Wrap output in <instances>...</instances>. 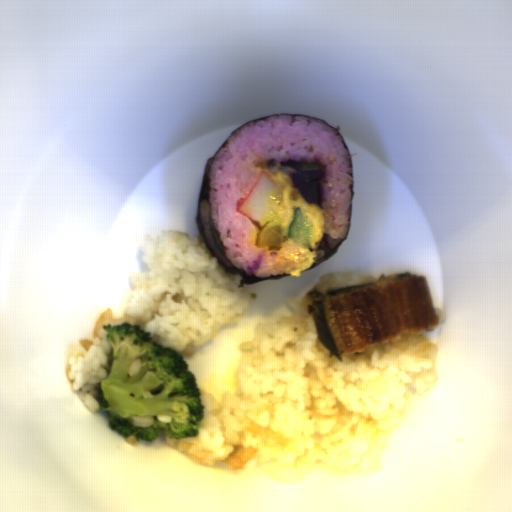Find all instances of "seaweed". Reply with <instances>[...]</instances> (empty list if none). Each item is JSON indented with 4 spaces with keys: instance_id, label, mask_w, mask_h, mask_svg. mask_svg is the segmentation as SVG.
I'll return each instance as SVG.
<instances>
[{
    "instance_id": "1faa68ee",
    "label": "seaweed",
    "mask_w": 512,
    "mask_h": 512,
    "mask_svg": "<svg viewBox=\"0 0 512 512\" xmlns=\"http://www.w3.org/2000/svg\"><path fill=\"white\" fill-rule=\"evenodd\" d=\"M280 115H301V116H305V117H309V118H313V119L325 122L326 124H328L329 126L334 128L336 130V132L338 133V135L340 136L341 140L343 141L344 145H345V148L347 150L348 157H349L350 167H351V199H350V207H349V215H348V233H347V235H346V237H345V239L343 241H341L336 246L331 248L329 251L324 253L312 266H310L308 269L303 270V271H309V270L313 269L314 267L320 265L324 261L328 260L332 256H334L338 252L340 246L347 240V238H348V236L350 234L352 210H353V201H354V167H353V159H352L350 150H349V148H348V146H347V144H346L342 134L334 126H332L330 123H328L327 121H324V120L319 119L317 117H312V116L303 115V114H290V113L289 114H277V115L262 117V118H258V119H255V120H251V121L245 122L244 124H242L241 126L236 128L235 130H233L224 139V141L222 142L220 147L216 150V152L212 156H210L209 159L207 160L206 166H205V170H204V174H203V178H202V182H201L200 192H199V196H198L197 208H196V217H195V223L197 225V228H198V231L200 233V236H202V238H203V240H204V242H205V244H206L210 254H212L213 256H215L219 260V262L221 263L223 268L228 273L240 274L241 275V284L243 286L248 285V284H252V283H256V282H260V281H264V280L283 278V277L288 276L290 274H288V275H278V276H254V275H249L242 268H237L236 266H234L230 262V260L227 258L226 254H225L224 247H223V245H222V243H221V241H220V239H219V237L217 235V232L215 230L214 223H213V218H212V214H211L210 198H209L210 170H211L212 162H213L215 156L224 147L227 139L235 131H237L238 129L244 127L245 125L249 124L252 121H261V120H264V119H267V118H270V117H273V116H280Z\"/></svg>"
}]
</instances>
